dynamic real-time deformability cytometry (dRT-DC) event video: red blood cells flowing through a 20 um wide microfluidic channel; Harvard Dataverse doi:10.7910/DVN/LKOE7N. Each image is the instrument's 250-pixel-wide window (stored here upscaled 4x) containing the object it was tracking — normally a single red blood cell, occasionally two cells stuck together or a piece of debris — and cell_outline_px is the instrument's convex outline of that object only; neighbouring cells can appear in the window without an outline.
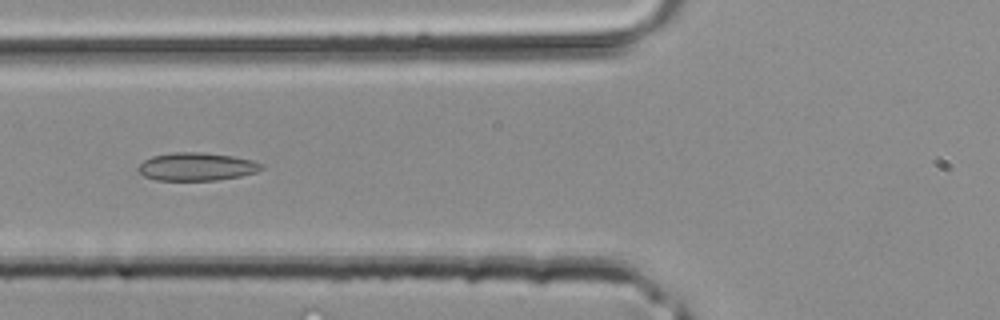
{"species": "common noctule bat (a hibernating species)", "species_latin": "Nyctalus noctula", "temperature_condition": "room temperature", "stored_images_in_passage": 21, "camera_frame_rate_fps": 3000, "um_per_image_px": 0.085, "animal": {"sex": "male", "body_mass_g": 20.4}, "frame": {"image": 1, "passage_image": 15, "time_ms": 4.667, "image_size_px": [1000, 320], "cell_outline_px": [[264, 168], [256, 172], [240, 176], [216, 180], [156, 180], [144, 176], [136, 168], [144, 160], [152, 156], [176, 152], [200, 152], [232, 156], [252, 160], [264, 164]], "centroid_in_image_um": [16.72, 14.16], "position_along_channel_um": 109.1, "area_um2": 20.06}}